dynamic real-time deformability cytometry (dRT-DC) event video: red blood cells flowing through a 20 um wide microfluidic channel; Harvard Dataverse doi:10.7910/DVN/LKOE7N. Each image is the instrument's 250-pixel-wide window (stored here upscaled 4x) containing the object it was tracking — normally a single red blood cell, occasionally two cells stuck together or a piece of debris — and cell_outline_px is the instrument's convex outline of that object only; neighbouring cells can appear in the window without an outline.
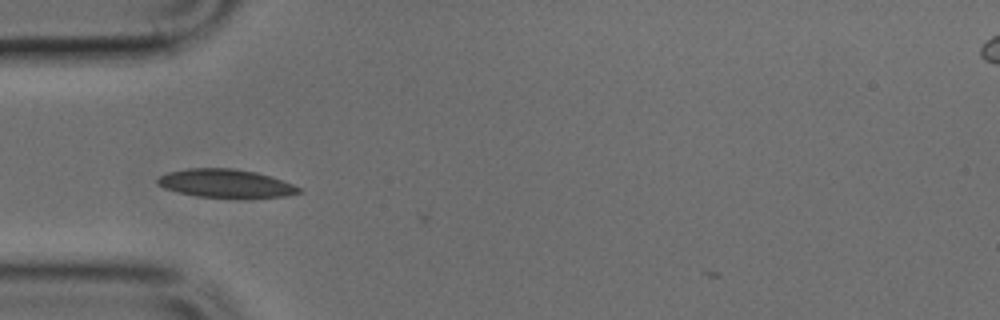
{"species": "common noctule bat (a hibernating species)", "species_latin": "Nyctalus noctula", "temperature_condition": "cold", "stored_images_in_passage": 6, "camera_frame_rate_fps": 3000, "um_per_image_px": 0.085, "animal": {"sex": "male", "body_mass_g": 17.9, "forearm_length_mm": 54.2}, "frame": {"image": 1, "passage_image": 3, "time_ms": 0.667, "image_size_px": [1000, 320], "cell_outline_px": [[304, 192], [284, 196], [196, 196], [164, 188], [156, 184], [156, 180], [160, 176], [168, 172], [188, 168], [232, 168], [256, 172], [272, 176], [292, 184], [300, 188]], "centroid_in_image_um": [19.16, 15.56], "position_along_channel_um": 65.8, "area_um2": 22.77}}